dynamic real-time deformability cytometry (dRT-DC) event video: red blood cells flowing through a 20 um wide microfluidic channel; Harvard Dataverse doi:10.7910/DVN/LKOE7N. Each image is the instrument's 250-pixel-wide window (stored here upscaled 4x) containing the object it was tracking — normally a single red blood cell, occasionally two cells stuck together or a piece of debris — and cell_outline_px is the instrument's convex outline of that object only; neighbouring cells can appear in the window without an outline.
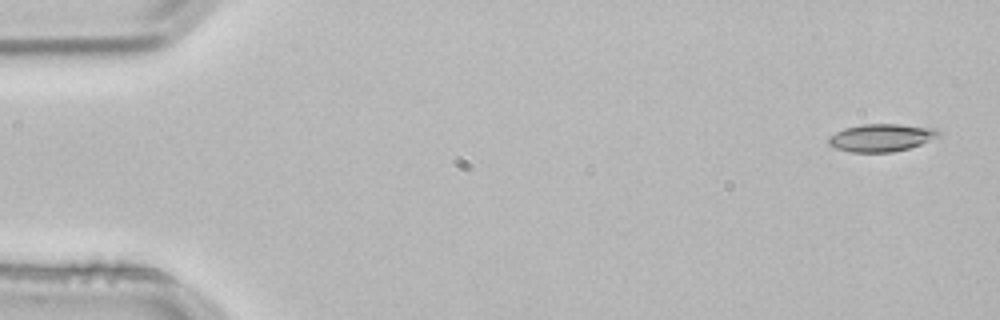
{"species": "common noctule bat (a hibernating species)", "species_latin": "Nyctalus noctula", "temperature_condition": "room temperature", "stored_images_in_passage": 3, "camera_frame_rate_fps": 3000, "um_per_image_px": 0.085, "animal": {"sex": "male", "body_mass_g": 21.5, "forearm_length_mm": 52.0}, "frame": {"image": 1, "passage_image": 1, "time_ms": 0.0, "image_size_px": [1000, 320], "cell_outline_px": [[940, 136], [920, 144], [908, 148], [892, 152], [848, 152], [836, 148], [828, 144], [828, 136], [844, 128], [864, 124], [900, 124], [936, 128], [940, 132]], "centroid_in_image_um": [74.9, 11.7], "position_along_channel_um": 10.1, "area_um2": 17.74}}
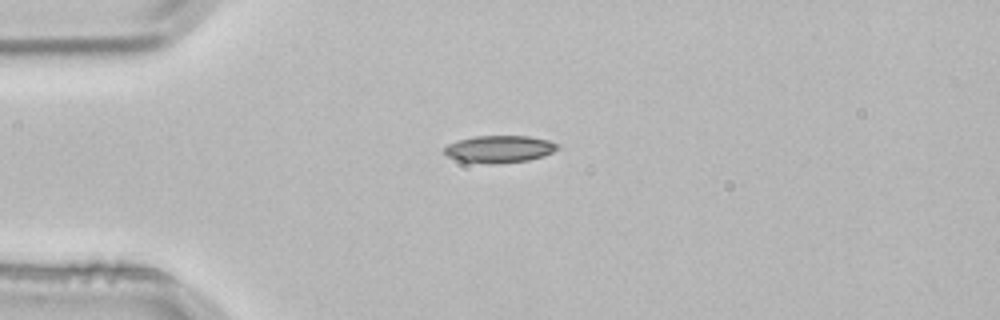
{"frame": {"image": 2, "passage_image": 3, "time_ms": 0.667, "image_size_px": [1000, 320], "cell_outline_px": [[560, 148], [544, 156], [528, 160], [492, 164], [460, 160], [448, 156], [444, 152], [444, 148], [448, 144], [456, 140], [476, 136], [528, 136], [548, 140], [560, 144]], "centroid_in_image_um": [42.48, 12.66], "position_along_channel_um": 42.5, "area_um2": 17.86}}